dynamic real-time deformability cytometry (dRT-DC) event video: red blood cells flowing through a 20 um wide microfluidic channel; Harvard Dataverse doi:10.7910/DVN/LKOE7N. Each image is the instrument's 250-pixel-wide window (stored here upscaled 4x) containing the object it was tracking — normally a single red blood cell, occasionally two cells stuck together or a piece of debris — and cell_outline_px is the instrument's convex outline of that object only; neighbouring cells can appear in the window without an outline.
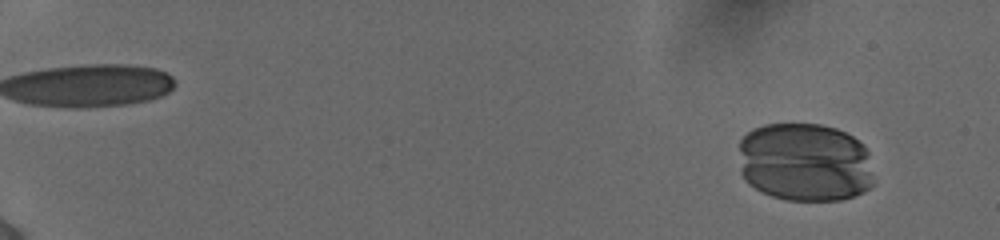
{"species": "human", "species_latin": "Homo sapiens", "temperature_condition": "cold", "stored_images_in_passage": 56, "camera_frame_rate_fps": 3000, "um_per_image_px": 0.085, "donor": {"sex": "female"}, "frame": {"image": 1, "passage_image": 5, "time_ms": 1.333, "image_size_px": [1000, 240], "cell_outline_px": [[872, 184], [864, 192], [856, 196], [840, 200], [788, 200], [772, 196], [748, 184], [744, 180], [740, 172], [740, 140], [752, 128], [764, 124], [820, 124], [836, 128], [852, 136], [864, 144], [868, 152], [872, 176]], "centroid_in_image_um": [68.41, 13.79], "position_along_channel_um": 16.6, "area_um2": 62.6}}
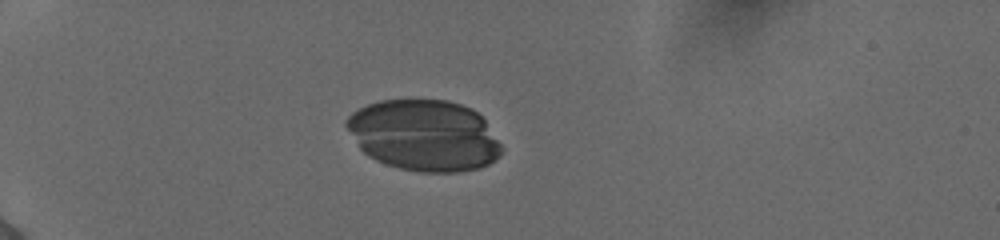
{"frame": {"image": 2, "passage_image": 18, "time_ms": 5.667, "image_size_px": [1000, 240], "cell_outline_px": [[504, 152], [500, 156], [488, 164], [480, 168], [456, 172], [420, 172], [400, 168], [376, 160], [368, 156], [360, 148], [344, 124], [344, 120], [352, 112], [368, 104], [380, 100], [448, 100], [472, 108], [484, 120], [504, 148]], "centroid_in_image_um": [36.06, 11.51], "position_along_channel_um": 48.9, "area_um2": 64.33}}